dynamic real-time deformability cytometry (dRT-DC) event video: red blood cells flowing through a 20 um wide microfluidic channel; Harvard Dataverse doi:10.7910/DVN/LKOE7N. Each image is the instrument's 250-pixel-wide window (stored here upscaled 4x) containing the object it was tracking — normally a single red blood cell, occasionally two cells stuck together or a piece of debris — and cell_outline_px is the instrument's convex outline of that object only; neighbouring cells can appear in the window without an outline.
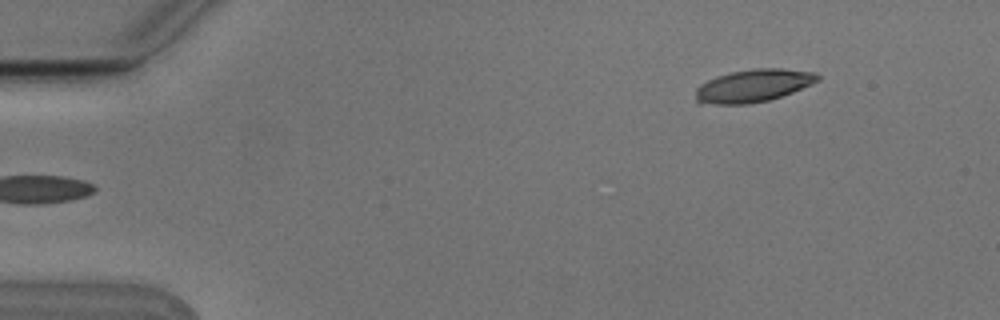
{"species": "Egyptian fruit bat (a non-hibernating species)", "species_latin": "Rousettus aegyptiacus", "temperature_condition": "cold", "stored_images_in_passage": 4, "camera_frame_rate_fps": 3000, "um_per_image_px": 0.085, "animal": {"sex": "male"}, "frame": {"image": 1, "passage_image": 4, "time_ms": 1.0, "image_size_px": [1000, 320], "cell_outline_px": [[820, 80], [812, 84], [792, 92], [768, 100], [748, 104], [696, 104], [696, 88], [700, 84], [716, 76], [732, 72], [752, 68], [784, 68], [816, 72], [820, 76]], "centroid_in_image_um": [64.02, 7.28], "position_along_channel_um": 21.0, "area_um2": 23.47}}